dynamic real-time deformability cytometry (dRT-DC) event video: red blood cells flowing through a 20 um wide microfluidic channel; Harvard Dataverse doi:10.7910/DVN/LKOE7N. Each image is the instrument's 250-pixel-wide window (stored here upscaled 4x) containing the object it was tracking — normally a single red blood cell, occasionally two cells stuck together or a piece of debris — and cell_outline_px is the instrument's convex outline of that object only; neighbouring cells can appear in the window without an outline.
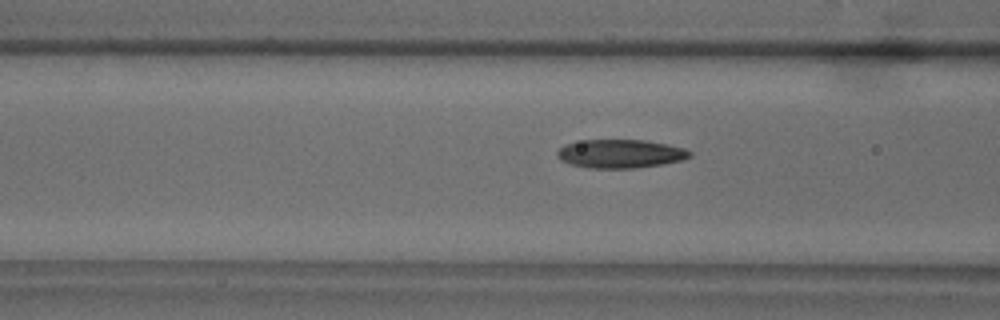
{"species": "common noctule bat (a hibernating species)", "species_latin": "Nyctalus noctula", "temperature_condition": "warm", "stored_images_in_passage": 30, "camera_frame_rate_fps": 3000, "um_per_image_px": 0.085, "animal": {"sex": "male", "body_mass_g": 18.8}, "frame": {"image": 1, "passage_image": 7, "time_ms": 2.0, "image_size_px": [1000, 320], "cell_outline_px": [[692, 156], [680, 160], [660, 164], [636, 168], [588, 168], [572, 164], [560, 160], [556, 156], [556, 152], [564, 144], [584, 140], [644, 140], [668, 144], [684, 148], [692, 152]], "centroid_in_image_um": [52.71, 13.06], "position_along_channel_um": 113.9, "area_um2": 22.02}}
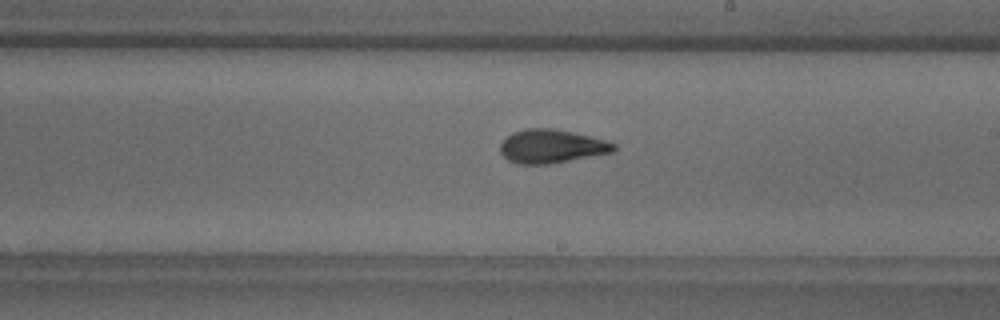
{"frame": {"image": 2, "passage_image": 17, "time_ms": 5.333, "image_size_px": [1000, 320], "cell_outline_px": [[616, 148], [612, 152], [548, 164], [520, 164], [508, 160], [500, 152], [500, 144], [504, 136], [512, 132], [524, 128], [556, 128], [604, 140], [616, 144]], "centroid_in_image_um": [46.81, 12.42], "position_along_channel_um": 242.2, "area_um2": 22.2}}
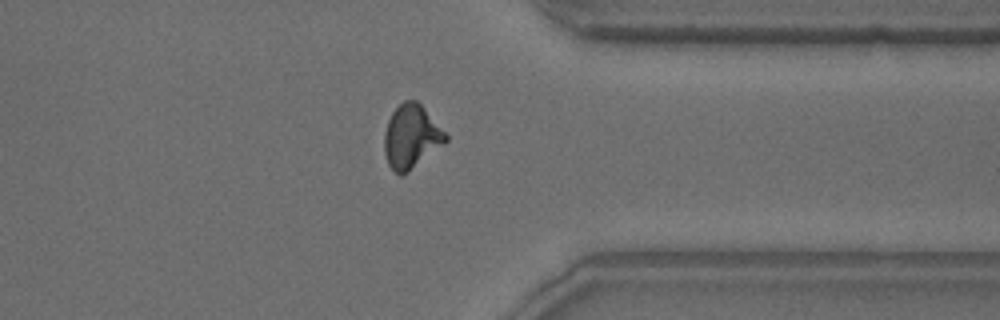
{"frame": {"image": 3, "passage_image": 28, "time_ms": 9.0, "image_size_px": [1000, 320], "cell_outline_px": [[448, 140], [444, 144], [408, 172], [400, 176], [388, 164], [384, 152], [384, 132], [388, 120], [392, 112], [404, 100], [416, 100], [424, 108], [448, 136]], "centroid_in_image_um": [34.94, 11.62], "position_along_channel_um": 376.5, "area_um2": 22.54}}